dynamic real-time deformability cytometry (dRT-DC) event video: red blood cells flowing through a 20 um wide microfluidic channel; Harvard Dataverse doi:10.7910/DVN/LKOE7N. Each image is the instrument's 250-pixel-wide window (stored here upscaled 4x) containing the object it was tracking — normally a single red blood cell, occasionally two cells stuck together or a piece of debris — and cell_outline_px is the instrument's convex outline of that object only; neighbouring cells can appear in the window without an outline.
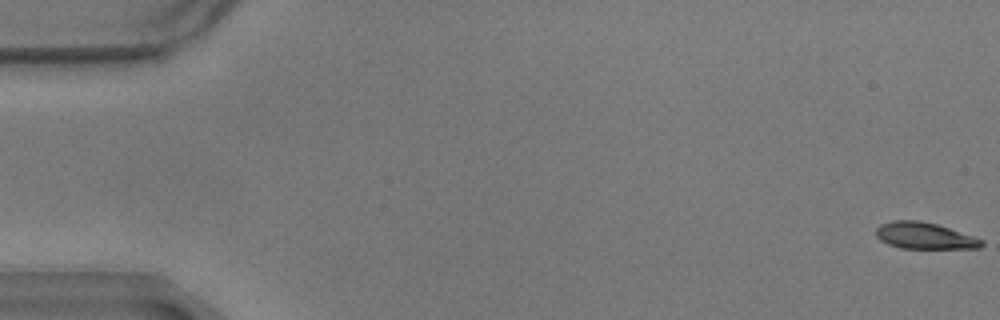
{"species": "common noctule bat (a hibernating species)", "species_latin": "Nyctalus noctula", "temperature_condition": "warm", "stored_images_in_passage": 60, "camera_frame_rate_fps": 3000, "um_per_image_px": 0.085, "animal": {"sex": "male", "body_mass_g": 17.9}, "frame": {"image": 1, "passage_image": 1, "time_ms": 0.0, "image_size_px": [1000, 320], "cell_outline_px": [[984, 244], [980, 248], [900, 248], [888, 244], [880, 240], [876, 236], [876, 228], [880, 224], [892, 220], [920, 220], [936, 224], [976, 236], [984, 240]], "centroid_in_image_um": [78.6, 20.03], "position_along_channel_um": 6.4, "area_um2": 16.47}}
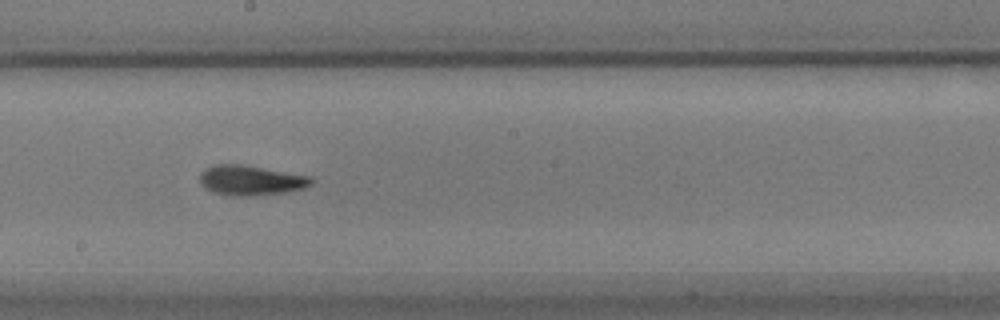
{"frame": {"image": 2, "passage_image": 33, "time_ms": 10.667, "image_size_px": [1000, 320], "cell_outline_px": [[316, 180], [312, 184], [304, 188], [284, 192], [248, 196], [228, 196], [212, 192], [204, 188], [200, 184], [200, 172], [204, 168], [212, 164], [240, 164], [308, 176]], "centroid_in_image_um": [21.25, 15.33], "position_along_channel_um": 227.0, "area_um2": 19.54}}
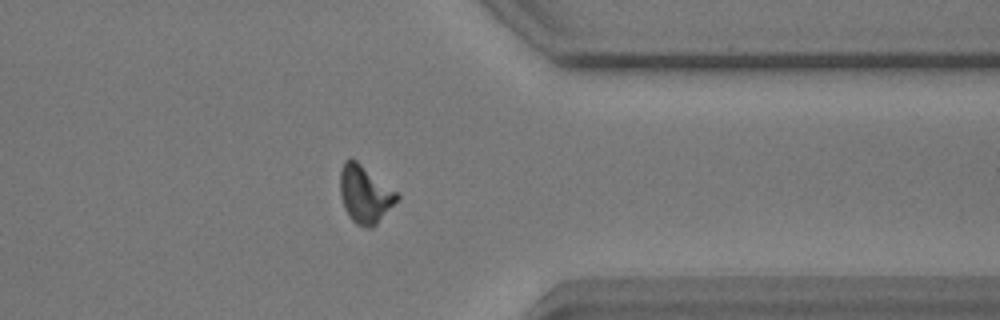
{"frame": {"image": 3, "passage_image": 47, "time_ms": 15.333, "image_size_px": [1000, 320], "cell_outline_px": [[400, 196], [376, 224], [372, 228], [364, 228], [356, 224], [348, 216], [344, 208], [340, 196], [340, 172], [344, 160], [356, 160], [396, 192]], "centroid_in_image_um": [30.97, 16.54], "position_along_channel_um": 380.4, "area_um2": 18.73}, "authors_computed_cell_mechanics": {"area_um2": 17.9758, "velocity_mm_per_s": 3.472, "shape_relaxation_time_tau1_ms": 2.8916, "shape_relaxation_time_tau2_ms": 3.2133, "deformation_change_tau1": 0.1866, "deformation_change_tau2": 0.1284}}